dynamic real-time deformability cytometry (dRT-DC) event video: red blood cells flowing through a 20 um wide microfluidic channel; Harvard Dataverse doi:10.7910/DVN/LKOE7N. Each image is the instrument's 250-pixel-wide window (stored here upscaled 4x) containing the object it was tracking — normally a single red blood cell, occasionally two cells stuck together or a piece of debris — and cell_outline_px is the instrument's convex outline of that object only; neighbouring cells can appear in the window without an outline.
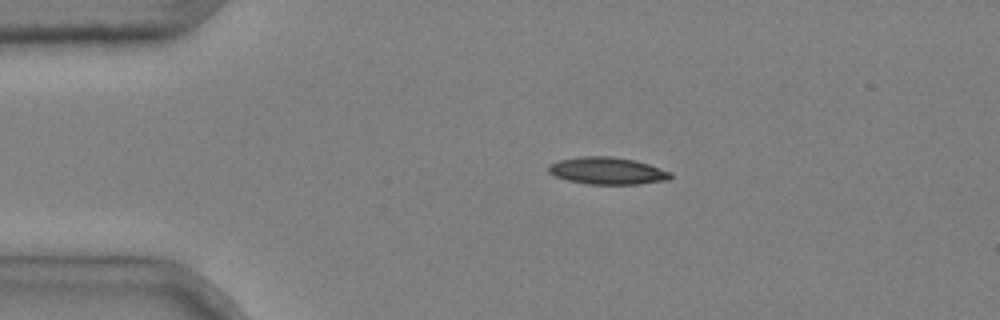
{"species": "common noctule bat (a hibernating species)", "species_latin": "Nyctalus noctula", "temperature_condition": "cold", "stored_images_in_passage": 3, "camera_frame_rate_fps": 3000, "um_per_image_px": 0.085, "animal": {"sex": "male", "body_mass_g": 20.4}, "frame": {"image": 1, "passage_image": 2, "time_ms": 0.333, "image_size_px": [1000, 320], "cell_outline_px": [[672, 176], [668, 180], [640, 184], [588, 184], [568, 180], [556, 176], [548, 172], [548, 164], [560, 160], [580, 156], [612, 156], [636, 160], [672, 172]], "centroid_in_image_um": [51.64, 14.51], "position_along_channel_um": 33.4, "area_um2": 19.36}}